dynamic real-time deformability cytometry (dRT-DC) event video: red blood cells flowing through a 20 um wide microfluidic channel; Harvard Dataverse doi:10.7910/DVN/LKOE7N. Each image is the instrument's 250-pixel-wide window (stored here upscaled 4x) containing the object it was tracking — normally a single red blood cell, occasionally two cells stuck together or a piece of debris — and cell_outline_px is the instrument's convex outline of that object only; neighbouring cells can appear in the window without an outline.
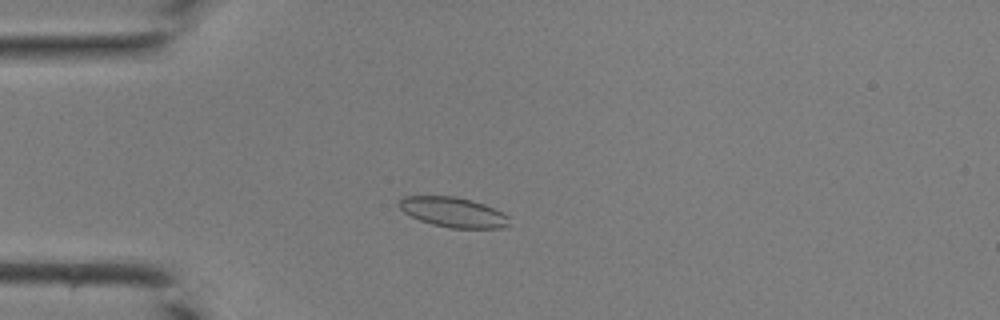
{"species": "common noctule bat (a hibernating species)", "species_latin": "Nyctalus noctula", "temperature_condition": "room temperature", "stored_images_in_passage": 40, "camera_frame_rate_fps": 3000, "um_per_image_px": 0.085, "animal": {"sex": "male", "body_mass_g": 19.0, "forearm_length_mm": 50.8}, "frame": {"image": 1, "passage_image": 8, "time_ms": 2.333, "image_size_px": [1000, 320], "cell_outline_px": [[508, 224], [500, 228], [448, 228], [432, 224], [420, 220], [404, 212], [396, 204], [404, 196], [456, 196], [472, 200], [484, 204], [508, 216]], "centroid_in_image_um": [38.47, 18.03], "position_along_channel_um": 46.5, "area_um2": 19.07}}
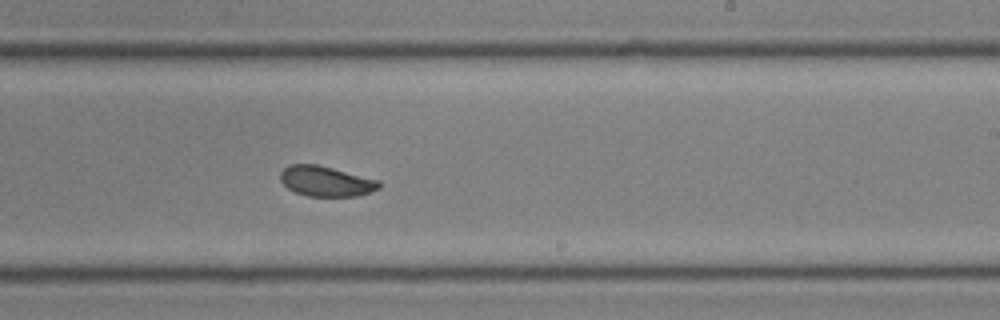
{"frame": {"image": 2, "passage_image": 23, "time_ms": 7.333, "image_size_px": [1000, 320], "cell_outline_px": [[380, 188], [356, 196], [308, 196], [296, 192], [288, 188], [280, 180], [280, 172], [288, 164], [316, 164], [380, 180]], "centroid_in_image_um": [27.69, 15.4], "position_along_channel_um": 261.3, "area_um2": 17.28}}
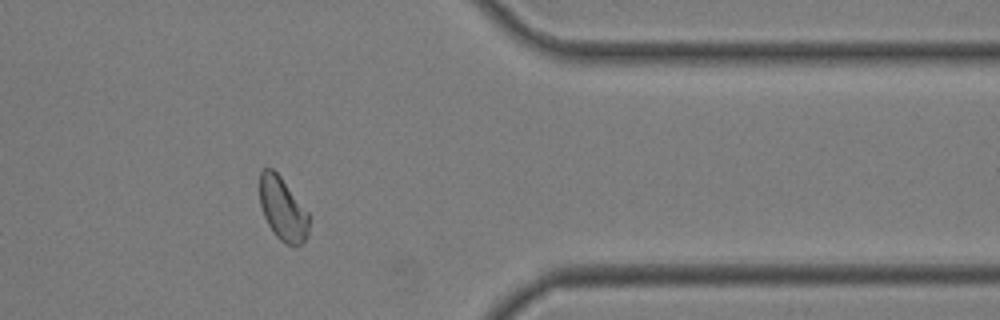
{"frame": {"image": 3, "passage_image": 32, "time_ms": 10.333, "image_size_px": [1000, 320], "cell_outline_px": [[308, 236], [300, 244], [284, 244], [272, 232], [264, 216], [260, 204], [260, 172], [264, 168], [272, 168], [280, 176], [308, 212]], "centroid_in_image_um": [24.01, 17.76], "position_along_channel_um": 387.4, "area_um2": 17.92}}